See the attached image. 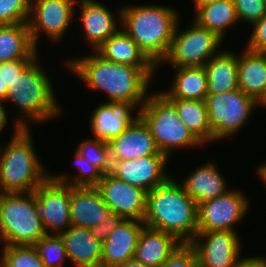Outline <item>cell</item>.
<instances>
[{
  "label": "cell",
  "mask_w": 266,
  "mask_h": 267,
  "mask_svg": "<svg viewBox=\"0 0 266 267\" xmlns=\"http://www.w3.org/2000/svg\"><path fill=\"white\" fill-rule=\"evenodd\" d=\"M238 55L232 49L222 50L205 65L207 94H222L239 88Z\"/></svg>",
  "instance_id": "25"
},
{
  "label": "cell",
  "mask_w": 266,
  "mask_h": 267,
  "mask_svg": "<svg viewBox=\"0 0 266 267\" xmlns=\"http://www.w3.org/2000/svg\"><path fill=\"white\" fill-rule=\"evenodd\" d=\"M3 103L6 104L5 102L0 101V134L6 129L9 124H11L8 123L9 119L7 113L8 109H6L7 105H4Z\"/></svg>",
  "instance_id": "42"
},
{
  "label": "cell",
  "mask_w": 266,
  "mask_h": 267,
  "mask_svg": "<svg viewBox=\"0 0 266 267\" xmlns=\"http://www.w3.org/2000/svg\"><path fill=\"white\" fill-rule=\"evenodd\" d=\"M72 166L78 169L76 173H51V176L58 182H64L73 187H96L103 177V173L81 156L75 149ZM73 174V175H72Z\"/></svg>",
  "instance_id": "31"
},
{
  "label": "cell",
  "mask_w": 266,
  "mask_h": 267,
  "mask_svg": "<svg viewBox=\"0 0 266 267\" xmlns=\"http://www.w3.org/2000/svg\"><path fill=\"white\" fill-rule=\"evenodd\" d=\"M78 0H31L28 28L34 46L38 49L41 34L58 45L71 30ZM74 18V19H73ZM72 23V24H71ZM70 28V29H69Z\"/></svg>",
  "instance_id": "10"
},
{
  "label": "cell",
  "mask_w": 266,
  "mask_h": 267,
  "mask_svg": "<svg viewBox=\"0 0 266 267\" xmlns=\"http://www.w3.org/2000/svg\"><path fill=\"white\" fill-rule=\"evenodd\" d=\"M160 267H199L194 248L183 243Z\"/></svg>",
  "instance_id": "37"
},
{
  "label": "cell",
  "mask_w": 266,
  "mask_h": 267,
  "mask_svg": "<svg viewBox=\"0 0 266 267\" xmlns=\"http://www.w3.org/2000/svg\"><path fill=\"white\" fill-rule=\"evenodd\" d=\"M76 9L79 10L77 19L84 34L82 38L85 37L92 51L121 29V5L114 13V10L98 0H78Z\"/></svg>",
  "instance_id": "15"
},
{
  "label": "cell",
  "mask_w": 266,
  "mask_h": 267,
  "mask_svg": "<svg viewBox=\"0 0 266 267\" xmlns=\"http://www.w3.org/2000/svg\"><path fill=\"white\" fill-rule=\"evenodd\" d=\"M169 161L171 159L166 155H151L138 159L112 161L109 173L121 181L150 192L165 183L173 175L168 170Z\"/></svg>",
  "instance_id": "14"
},
{
  "label": "cell",
  "mask_w": 266,
  "mask_h": 267,
  "mask_svg": "<svg viewBox=\"0 0 266 267\" xmlns=\"http://www.w3.org/2000/svg\"><path fill=\"white\" fill-rule=\"evenodd\" d=\"M245 47L248 50L266 53V14L251 27Z\"/></svg>",
  "instance_id": "38"
},
{
  "label": "cell",
  "mask_w": 266,
  "mask_h": 267,
  "mask_svg": "<svg viewBox=\"0 0 266 267\" xmlns=\"http://www.w3.org/2000/svg\"><path fill=\"white\" fill-rule=\"evenodd\" d=\"M59 235L73 267H100L102 243L91 235L90 229L71 225Z\"/></svg>",
  "instance_id": "22"
},
{
  "label": "cell",
  "mask_w": 266,
  "mask_h": 267,
  "mask_svg": "<svg viewBox=\"0 0 266 267\" xmlns=\"http://www.w3.org/2000/svg\"><path fill=\"white\" fill-rule=\"evenodd\" d=\"M39 54L8 87L5 102L7 108L17 109L15 122L21 128H32L59 119L64 113L57 99L47 67L41 65ZM44 68H43V67ZM50 76V77H49ZM58 100V101H57ZM10 103V104H9ZM18 116V117H17Z\"/></svg>",
  "instance_id": "2"
},
{
  "label": "cell",
  "mask_w": 266,
  "mask_h": 267,
  "mask_svg": "<svg viewBox=\"0 0 266 267\" xmlns=\"http://www.w3.org/2000/svg\"><path fill=\"white\" fill-rule=\"evenodd\" d=\"M33 60H12L6 62H0V74L4 85L8 87L13 80L19 75Z\"/></svg>",
  "instance_id": "40"
},
{
  "label": "cell",
  "mask_w": 266,
  "mask_h": 267,
  "mask_svg": "<svg viewBox=\"0 0 266 267\" xmlns=\"http://www.w3.org/2000/svg\"><path fill=\"white\" fill-rule=\"evenodd\" d=\"M8 86L4 85L2 74H0V101L5 102Z\"/></svg>",
  "instance_id": "45"
},
{
  "label": "cell",
  "mask_w": 266,
  "mask_h": 267,
  "mask_svg": "<svg viewBox=\"0 0 266 267\" xmlns=\"http://www.w3.org/2000/svg\"><path fill=\"white\" fill-rule=\"evenodd\" d=\"M231 189L224 195L198 204V231H233L245 219L252 204L241 189Z\"/></svg>",
  "instance_id": "11"
},
{
  "label": "cell",
  "mask_w": 266,
  "mask_h": 267,
  "mask_svg": "<svg viewBox=\"0 0 266 267\" xmlns=\"http://www.w3.org/2000/svg\"><path fill=\"white\" fill-rule=\"evenodd\" d=\"M118 267H150V266L144 265L135 258H131L122 265H119Z\"/></svg>",
  "instance_id": "44"
},
{
  "label": "cell",
  "mask_w": 266,
  "mask_h": 267,
  "mask_svg": "<svg viewBox=\"0 0 266 267\" xmlns=\"http://www.w3.org/2000/svg\"><path fill=\"white\" fill-rule=\"evenodd\" d=\"M31 0H0V25L27 23Z\"/></svg>",
  "instance_id": "35"
},
{
  "label": "cell",
  "mask_w": 266,
  "mask_h": 267,
  "mask_svg": "<svg viewBox=\"0 0 266 267\" xmlns=\"http://www.w3.org/2000/svg\"><path fill=\"white\" fill-rule=\"evenodd\" d=\"M111 209L96 187L70 186V215L72 226L90 229L105 220Z\"/></svg>",
  "instance_id": "21"
},
{
  "label": "cell",
  "mask_w": 266,
  "mask_h": 267,
  "mask_svg": "<svg viewBox=\"0 0 266 267\" xmlns=\"http://www.w3.org/2000/svg\"><path fill=\"white\" fill-rule=\"evenodd\" d=\"M34 192L35 210L47 234L59 235L72 225L70 185L50 175Z\"/></svg>",
  "instance_id": "12"
},
{
  "label": "cell",
  "mask_w": 266,
  "mask_h": 267,
  "mask_svg": "<svg viewBox=\"0 0 266 267\" xmlns=\"http://www.w3.org/2000/svg\"><path fill=\"white\" fill-rule=\"evenodd\" d=\"M12 124V137L0 142V193L34 192L51 173L37 155L32 128Z\"/></svg>",
  "instance_id": "5"
},
{
  "label": "cell",
  "mask_w": 266,
  "mask_h": 267,
  "mask_svg": "<svg viewBox=\"0 0 266 267\" xmlns=\"http://www.w3.org/2000/svg\"><path fill=\"white\" fill-rule=\"evenodd\" d=\"M205 102L213 144L236 136L249 123L254 109L262 108L254 98L239 88L222 94H207Z\"/></svg>",
  "instance_id": "9"
},
{
  "label": "cell",
  "mask_w": 266,
  "mask_h": 267,
  "mask_svg": "<svg viewBox=\"0 0 266 267\" xmlns=\"http://www.w3.org/2000/svg\"><path fill=\"white\" fill-rule=\"evenodd\" d=\"M239 232L198 231L189 243L195 250L199 267H234L244 255Z\"/></svg>",
  "instance_id": "13"
},
{
  "label": "cell",
  "mask_w": 266,
  "mask_h": 267,
  "mask_svg": "<svg viewBox=\"0 0 266 267\" xmlns=\"http://www.w3.org/2000/svg\"><path fill=\"white\" fill-rule=\"evenodd\" d=\"M176 108L179 118L204 145L212 143V131L205 100L167 98Z\"/></svg>",
  "instance_id": "30"
},
{
  "label": "cell",
  "mask_w": 266,
  "mask_h": 267,
  "mask_svg": "<svg viewBox=\"0 0 266 267\" xmlns=\"http://www.w3.org/2000/svg\"><path fill=\"white\" fill-rule=\"evenodd\" d=\"M35 210V192L0 193V244L33 245L46 236Z\"/></svg>",
  "instance_id": "7"
},
{
  "label": "cell",
  "mask_w": 266,
  "mask_h": 267,
  "mask_svg": "<svg viewBox=\"0 0 266 267\" xmlns=\"http://www.w3.org/2000/svg\"><path fill=\"white\" fill-rule=\"evenodd\" d=\"M213 1H216V0H192V3L194 7V11L201 5L205 4V3H208V2H213Z\"/></svg>",
  "instance_id": "46"
},
{
  "label": "cell",
  "mask_w": 266,
  "mask_h": 267,
  "mask_svg": "<svg viewBox=\"0 0 266 267\" xmlns=\"http://www.w3.org/2000/svg\"><path fill=\"white\" fill-rule=\"evenodd\" d=\"M1 248L0 267H45L32 245H7Z\"/></svg>",
  "instance_id": "33"
},
{
  "label": "cell",
  "mask_w": 266,
  "mask_h": 267,
  "mask_svg": "<svg viewBox=\"0 0 266 267\" xmlns=\"http://www.w3.org/2000/svg\"><path fill=\"white\" fill-rule=\"evenodd\" d=\"M143 221L124 219L102 243L100 267H118L134 258Z\"/></svg>",
  "instance_id": "20"
},
{
  "label": "cell",
  "mask_w": 266,
  "mask_h": 267,
  "mask_svg": "<svg viewBox=\"0 0 266 267\" xmlns=\"http://www.w3.org/2000/svg\"><path fill=\"white\" fill-rule=\"evenodd\" d=\"M238 53V85L260 105L266 99V53L243 47Z\"/></svg>",
  "instance_id": "23"
},
{
  "label": "cell",
  "mask_w": 266,
  "mask_h": 267,
  "mask_svg": "<svg viewBox=\"0 0 266 267\" xmlns=\"http://www.w3.org/2000/svg\"><path fill=\"white\" fill-rule=\"evenodd\" d=\"M182 244L172 234L144 226L137 242L134 258L144 265L160 267Z\"/></svg>",
  "instance_id": "24"
},
{
  "label": "cell",
  "mask_w": 266,
  "mask_h": 267,
  "mask_svg": "<svg viewBox=\"0 0 266 267\" xmlns=\"http://www.w3.org/2000/svg\"><path fill=\"white\" fill-rule=\"evenodd\" d=\"M148 95L139 109V117L149 127L155 144L162 154L172 159L173 153L205 146L179 118L175 106L157 89ZM178 150V151H176Z\"/></svg>",
  "instance_id": "6"
},
{
  "label": "cell",
  "mask_w": 266,
  "mask_h": 267,
  "mask_svg": "<svg viewBox=\"0 0 266 267\" xmlns=\"http://www.w3.org/2000/svg\"><path fill=\"white\" fill-rule=\"evenodd\" d=\"M136 112V113H135ZM139 117V109L118 103L102 102L90 113L91 137L109 143Z\"/></svg>",
  "instance_id": "17"
},
{
  "label": "cell",
  "mask_w": 266,
  "mask_h": 267,
  "mask_svg": "<svg viewBox=\"0 0 266 267\" xmlns=\"http://www.w3.org/2000/svg\"><path fill=\"white\" fill-rule=\"evenodd\" d=\"M75 149L103 174L110 172L111 162L109 145L107 143L90 137L78 140Z\"/></svg>",
  "instance_id": "34"
},
{
  "label": "cell",
  "mask_w": 266,
  "mask_h": 267,
  "mask_svg": "<svg viewBox=\"0 0 266 267\" xmlns=\"http://www.w3.org/2000/svg\"><path fill=\"white\" fill-rule=\"evenodd\" d=\"M194 20L200 27L226 39L229 29L240 25L233 0H216L199 6L194 12ZM228 30V31H227Z\"/></svg>",
  "instance_id": "26"
},
{
  "label": "cell",
  "mask_w": 266,
  "mask_h": 267,
  "mask_svg": "<svg viewBox=\"0 0 266 267\" xmlns=\"http://www.w3.org/2000/svg\"><path fill=\"white\" fill-rule=\"evenodd\" d=\"M81 56V57H79ZM64 59L62 65L82 80L86 88L103 92L106 101L140 109L151 93L157 67H132L101 57L96 51ZM108 99V100H107Z\"/></svg>",
  "instance_id": "1"
},
{
  "label": "cell",
  "mask_w": 266,
  "mask_h": 267,
  "mask_svg": "<svg viewBox=\"0 0 266 267\" xmlns=\"http://www.w3.org/2000/svg\"><path fill=\"white\" fill-rule=\"evenodd\" d=\"M95 51L115 63L132 67H157L122 28Z\"/></svg>",
  "instance_id": "27"
},
{
  "label": "cell",
  "mask_w": 266,
  "mask_h": 267,
  "mask_svg": "<svg viewBox=\"0 0 266 267\" xmlns=\"http://www.w3.org/2000/svg\"><path fill=\"white\" fill-rule=\"evenodd\" d=\"M180 16L171 5L122 4L121 28L158 66L169 51Z\"/></svg>",
  "instance_id": "4"
},
{
  "label": "cell",
  "mask_w": 266,
  "mask_h": 267,
  "mask_svg": "<svg viewBox=\"0 0 266 267\" xmlns=\"http://www.w3.org/2000/svg\"><path fill=\"white\" fill-rule=\"evenodd\" d=\"M240 23L252 26L266 14V0H233Z\"/></svg>",
  "instance_id": "36"
},
{
  "label": "cell",
  "mask_w": 266,
  "mask_h": 267,
  "mask_svg": "<svg viewBox=\"0 0 266 267\" xmlns=\"http://www.w3.org/2000/svg\"><path fill=\"white\" fill-rule=\"evenodd\" d=\"M39 54L27 23L0 25V62L34 60Z\"/></svg>",
  "instance_id": "28"
},
{
  "label": "cell",
  "mask_w": 266,
  "mask_h": 267,
  "mask_svg": "<svg viewBox=\"0 0 266 267\" xmlns=\"http://www.w3.org/2000/svg\"><path fill=\"white\" fill-rule=\"evenodd\" d=\"M181 19L176 25L169 51L157 69L166 63L171 68L204 66L224 49H221L224 40L216 33L200 27L194 20L191 26L183 29Z\"/></svg>",
  "instance_id": "8"
},
{
  "label": "cell",
  "mask_w": 266,
  "mask_h": 267,
  "mask_svg": "<svg viewBox=\"0 0 266 267\" xmlns=\"http://www.w3.org/2000/svg\"><path fill=\"white\" fill-rule=\"evenodd\" d=\"M265 162H263L261 165H258V168H256L255 175H258V178L261 180V182H263L266 188V163Z\"/></svg>",
  "instance_id": "43"
},
{
  "label": "cell",
  "mask_w": 266,
  "mask_h": 267,
  "mask_svg": "<svg viewBox=\"0 0 266 267\" xmlns=\"http://www.w3.org/2000/svg\"><path fill=\"white\" fill-rule=\"evenodd\" d=\"M234 267H266V256L252 255L242 256L235 264Z\"/></svg>",
  "instance_id": "41"
},
{
  "label": "cell",
  "mask_w": 266,
  "mask_h": 267,
  "mask_svg": "<svg viewBox=\"0 0 266 267\" xmlns=\"http://www.w3.org/2000/svg\"><path fill=\"white\" fill-rule=\"evenodd\" d=\"M198 205L171 176L165 183L147 192L145 226L174 235L181 243H190L198 232Z\"/></svg>",
  "instance_id": "3"
},
{
  "label": "cell",
  "mask_w": 266,
  "mask_h": 267,
  "mask_svg": "<svg viewBox=\"0 0 266 267\" xmlns=\"http://www.w3.org/2000/svg\"><path fill=\"white\" fill-rule=\"evenodd\" d=\"M124 220L119 214L111 212L105 220L90 228L91 235L103 243L109 234Z\"/></svg>",
  "instance_id": "39"
},
{
  "label": "cell",
  "mask_w": 266,
  "mask_h": 267,
  "mask_svg": "<svg viewBox=\"0 0 266 267\" xmlns=\"http://www.w3.org/2000/svg\"><path fill=\"white\" fill-rule=\"evenodd\" d=\"M221 174L215 159H209L195 170L192 169V172L190 170L187 176L181 177L182 180L179 176L175 178L184 188L186 194L198 205L206 200L224 195L231 190L230 186L228 187L229 181Z\"/></svg>",
  "instance_id": "19"
},
{
  "label": "cell",
  "mask_w": 266,
  "mask_h": 267,
  "mask_svg": "<svg viewBox=\"0 0 266 267\" xmlns=\"http://www.w3.org/2000/svg\"><path fill=\"white\" fill-rule=\"evenodd\" d=\"M111 212L124 219L143 221L146 212L147 192L111 175L103 174L96 186Z\"/></svg>",
  "instance_id": "16"
},
{
  "label": "cell",
  "mask_w": 266,
  "mask_h": 267,
  "mask_svg": "<svg viewBox=\"0 0 266 267\" xmlns=\"http://www.w3.org/2000/svg\"><path fill=\"white\" fill-rule=\"evenodd\" d=\"M261 106L264 107V109H266V99L261 103Z\"/></svg>",
  "instance_id": "47"
},
{
  "label": "cell",
  "mask_w": 266,
  "mask_h": 267,
  "mask_svg": "<svg viewBox=\"0 0 266 267\" xmlns=\"http://www.w3.org/2000/svg\"><path fill=\"white\" fill-rule=\"evenodd\" d=\"M45 267H64L69 262L63 239L57 234H47L32 245Z\"/></svg>",
  "instance_id": "32"
},
{
  "label": "cell",
  "mask_w": 266,
  "mask_h": 267,
  "mask_svg": "<svg viewBox=\"0 0 266 267\" xmlns=\"http://www.w3.org/2000/svg\"><path fill=\"white\" fill-rule=\"evenodd\" d=\"M108 145L110 162L165 155L157 148L149 127L140 117Z\"/></svg>",
  "instance_id": "18"
},
{
  "label": "cell",
  "mask_w": 266,
  "mask_h": 267,
  "mask_svg": "<svg viewBox=\"0 0 266 267\" xmlns=\"http://www.w3.org/2000/svg\"><path fill=\"white\" fill-rule=\"evenodd\" d=\"M172 69L174 75L169 88L160 90L166 98L205 100L208 82L204 66Z\"/></svg>",
  "instance_id": "29"
}]
</instances>
